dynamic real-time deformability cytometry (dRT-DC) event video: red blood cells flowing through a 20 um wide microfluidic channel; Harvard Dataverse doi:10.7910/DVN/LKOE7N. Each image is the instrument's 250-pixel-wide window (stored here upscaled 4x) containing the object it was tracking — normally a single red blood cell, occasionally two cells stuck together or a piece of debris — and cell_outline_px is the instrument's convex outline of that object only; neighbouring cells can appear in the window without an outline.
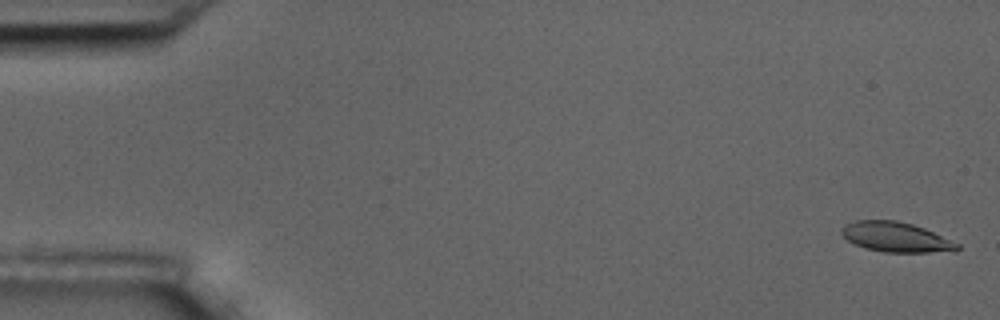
{"species": "common noctule bat (a hibernating species)", "species_latin": "Nyctalus noctula", "temperature_condition": "room temperature", "stored_images_in_passage": 55, "camera_frame_rate_fps": 3000, "um_per_image_px": 0.085, "animal": {"sex": "male", "body_mass_g": 17.5, "forearm_length_mm": 52.3}, "frame": {"image": 1, "passage_image": 1, "time_ms": 0.0, "image_size_px": [1000, 320], "cell_outline_px": [[960, 248], [928, 252], [884, 252], [864, 248], [848, 240], [840, 232], [840, 228], [856, 220], [896, 220], [912, 224], [924, 228], [960, 244]], "centroid_in_image_um": [76.1, 20.14], "position_along_channel_um": 8.9, "area_um2": 19.77}}
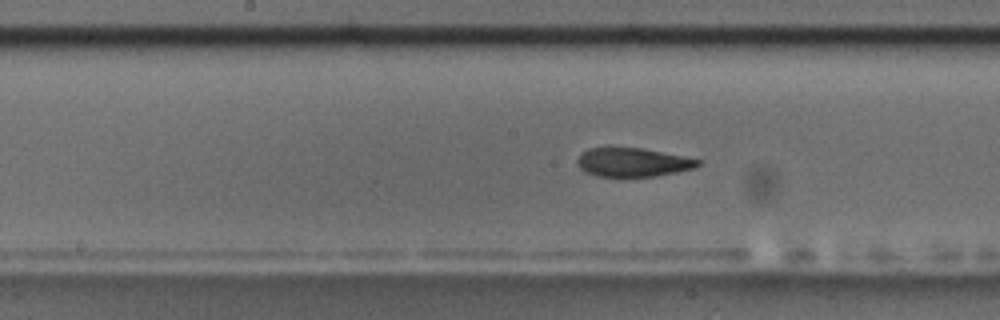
{"frame": {"image": 2, "passage_image": 28, "time_ms": 9.0, "image_size_px": [1000, 320], "cell_outline_px": [[704, 160], [696, 168], [656, 176], [596, 176], [584, 172], [576, 164], [576, 160], [588, 148], [608, 144], [644, 148]], "centroid_in_image_um": [53.76, 13.74], "position_along_channel_um": 194.4, "area_um2": 21.1}}
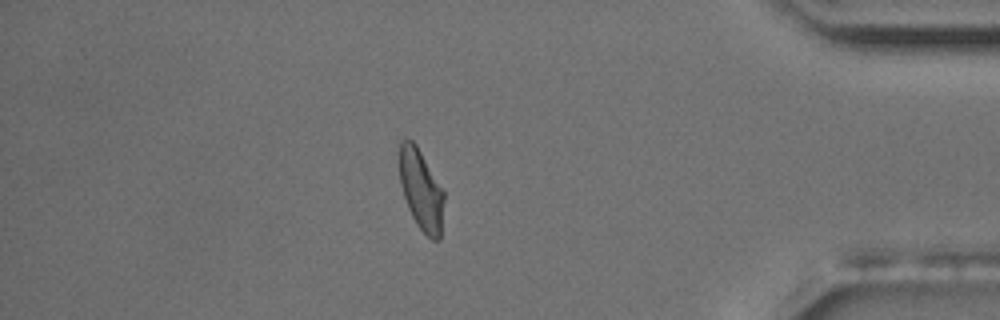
{"frame": {"image": 3, "passage_image": 48, "time_ms": 15.667, "image_size_px": [1000, 320], "cell_outline_px": [[444, 200], [440, 240], [432, 240], [416, 224], [408, 208], [400, 184], [396, 140], [404, 136], [412, 140], [416, 144], [444, 188]], "centroid_in_image_um": [35.75, 16.0], "position_along_channel_um": 399.5, "area_um2": 21.91}, "authors_computed_cell_mechanics": {"area_um2": 21.386, "velocity_mm_per_s": 3.6177, "shape_relaxation_time_tau1_ms": 6.2832, "shape_relaxation_time_tau2_ms": 2.4269, "deformation_change_tau1": 0.1859, "deformation_change_tau2": 0.0909}}